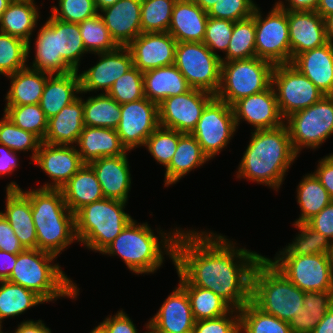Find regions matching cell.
I'll return each mask as SVG.
<instances>
[{
	"instance_id": "6da1fadb",
	"label": "cell",
	"mask_w": 333,
	"mask_h": 333,
	"mask_svg": "<svg viewBox=\"0 0 333 333\" xmlns=\"http://www.w3.org/2000/svg\"><path fill=\"white\" fill-rule=\"evenodd\" d=\"M235 245L222 234L181 228L173 264L189 284L213 291L240 310L251 301L253 269L263 256Z\"/></svg>"
},
{
	"instance_id": "7a4b0ae2",
	"label": "cell",
	"mask_w": 333,
	"mask_h": 333,
	"mask_svg": "<svg viewBox=\"0 0 333 333\" xmlns=\"http://www.w3.org/2000/svg\"><path fill=\"white\" fill-rule=\"evenodd\" d=\"M253 131L236 177L265 184L277 191L298 157L293 150L288 128L283 124L274 129Z\"/></svg>"
},
{
	"instance_id": "3957f363",
	"label": "cell",
	"mask_w": 333,
	"mask_h": 333,
	"mask_svg": "<svg viewBox=\"0 0 333 333\" xmlns=\"http://www.w3.org/2000/svg\"><path fill=\"white\" fill-rule=\"evenodd\" d=\"M6 190H21L30 199L37 249L59 256L65 248L77 241L75 214L68 209L61 189L36 188L24 191L16 182H10Z\"/></svg>"
},
{
	"instance_id": "277c9868",
	"label": "cell",
	"mask_w": 333,
	"mask_h": 333,
	"mask_svg": "<svg viewBox=\"0 0 333 333\" xmlns=\"http://www.w3.org/2000/svg\"><path fill=\"white\" fill-rule=\"evenodd\" d=\"M153 231L147 222L139 224L132 219L101 254L118 255L137 275L157 272L163 265L165 254L174 262L175 239L180 229L176 227L168 233L159 229V236Z\"/></svg>"
},
{
	"instance_id": "5b68a950",
	"label": "cell",
	"mask_w": 333,
	"mask_h": 333,
	"mask_svg": "<svg viewBox=\"0 0 333 333\" xmlns=\"http://www.w3.org/2000/svg\"><path fill=\"white\" fill-rule=\"evenodd\" d=\"M35 40V58L29 67L50 75L79 71L80 59L87 54L79 24L58 20L51 14Z\"/></svg>"
},
{
	"instance_id": "8992f818",
	"label": "cell",
	"mask_w": 333,
	"mask_h": 333,
	"mask_svg": "<svg viewBox=\"0 0 333 333\" xmlns=\"http://www.w3.org/2000/svg\"><path fill=\"white\" fill-rule=\"evenodd\" d=\"M56 258V255L37 248L25 249L17 254L16 264L7 281L34 291L45 302L61 297L74 300L80 289L53 262Z\"/></svg>"
},
{
	"instance_id": "52a82bcc",
	"label": "cell",
	"mask_w": 333,
	"mask_h": 333,
	"mask_svg": "<svg viewBox=\"0 0 333 333\" xmlns=\"http://www.w3.org/2000/svg\"><path fill=\"white\" fill-rule=\"evenodd\" d=\"M304 291L290 282L263 256L255 265L251 281V302L264 313L290 322L304 308Z\"/></svg>"
},
{
	"instance_id": "ba28073f",
	"label": "cell",
	"mask_w": 333,
	"mask_h": 333,
	"mask_svg": "<svg viewBox=\"0 0 333 333\" xmlns=\"http://www.w3.org/2000/svg\"><path fill=\"white\" fill-rule=\"evenodd\" d=\"M127 202L103 198L75 213L77 242L101 253L133 219L124 209Z\"/></svg>"
},
{
	"instance_id": "9c48e42d",
	"label": "cell",
	"mask_w": 333,
	"mask_h": 333,
	"mask_svg": "<svg viewBox=\"0 0 333 333\" xmlns=\"http://www.w3.org/2000/svg\"><path fill=\"white\" fill-rule=\"evenodd\" d=\"M274 66L258 57L222 62L221 82L215 97L232 106L241 98L263 92L272 85Z\"/></svg>"
},
{
	"instance_id": "30bf717a",
	"label": "cell",
	"mask_w": 333,
	"mask_h": 333,
	"mask_svg": "<svg viewBox=\"0 0 333 333\" xmlns=\"http://www.w3.org/2000/svg\"><path fill=\"white\" fill-rule=\"evenodd\" d=\"M293 150L317 149L333 135V95H324L308 108L290 114L284 119Z\"/></svg>"
},
{
	"instance_id": "8fae6325",
	"label": "cell",
	"mask_w": 333,
	"mask_h": 333,
	"mask_svg": "<svg viewBox=\"0 0 333 333\" xmlns=\"http://www.w3.org/2000/svg\"><path fill=\"white\" fill-rule=\"evenodd\" d=\"M268 261L304 292L333 291L332 254L276 255Z\"/></svg>"
},
{
	"instance_id": "7c38bea8",
	"label": "cell",
	"mask_w": 333,
	"mask_h": 333,
	"mask_svg": "<svg viewBox=\"0 0 333 333\" xmlns=\"http://www.w3.org/2000/svg\"><path fill=\"white\" fill-rule=\"evenodd\" d=\"M174 65L192 88L216 94L221 82V57L203 42H178Z\"/></svg>"
},
{
	"instance_id": "4fadbf2b",
	"label": "cell",
	"mask_w": 333,
	"mask_h": 333,
	"mask_svg": "<svg viewBox=\"0 0 333 333\" xmlns=\"http://www.w3.org/2000/svg\"><path fill=\"white\" fill-rule=\"evenodd\" d=\"M261 13L257 5L255 7L256 57L270 61L274 65L290 64L288 11L275 4L264 18Z\"/></svg>"
},
{
	"instance_id": "5bb4252c",
	"label": "cell",
	"mask_w": 333,
	"mask_h": 333,
	"mask_svg": "<svg viewBox=\"0 0 333 333\" xmlns=\"http://www.w3.org/2000/svg\"><path fill=\"white\" fill-rule=\"evenodd\" d=\"M278 108L285 119L290 114L308 108L324 94L291 64H276L272 72Z\"/></svg>"
},
{
	"instance_id": "9a60e30c",
	"label": "cell",
	"mask_w": 333,
	"mask_h": 333,
	"mask_svg": "<svg viewBox=\"0 0 333 333\" xmlns=\"http://www.w3.org/2000/svg\"><path fill=\"white\" fill-rule=\"evenodd\" d=\"M237 129L232 106L214 97L204 108L191 134L210 160L228 145Z\"/></svg>"
},
{
	"instance_id": "2e32d148",
	"label": "cell",
	"mask_w": 333,
	"mask_h": 333,
	"mask_svg": "<svg viewBox=\"0 0 333 333\" xmlns=\"http://www.w3.org/2000/svg\"><path fill=\"white\" fill-rule=\"evenodd\" d=\"M214 94L192 88L180 95L171 96L158 104L159 125L182 133H192L206 105Z\"/></svg>"
},
{
	"instance_id": "e0dca14e",
	"label": "cell",
	"mask_w": 333,
	"mask_h": 333,
	"mask_svg": "<svg viewBox=\"0 0 333 333\" xmlns=\"http://www.w3.org/2000/svg\"><path fill=\"white\" fill-rule=\"evenodd\" d=\"M158 104L148 98L121 104L117 134L130 152L145 145L147 138L159 127Z\"/></svg>"
},
{
	"instance_id": "ac0fdd59",
	"label": "cell",
	"mask_w": 333,
	"mask_h": 333,
	"mask_svg": "<svg viewBox=\"0 0 333 333\" xmlns=\"http://www.w3.org/2000/svg\"><path fill=\"white\" fill-rule=\"evenodd\" d=\"M99 61L91 68L79 72L81 93L102 90L107 93L114 82L133 67V57L127 46L110 52L96 53Z\"/></svg>"
},
{
	"instance_id": "d6986e66",
	"label": "cell",
	"mask_w": 333,
	"mask_h": 333,
	"mask_svg": "<svg viewBox=\"0 0 333 333\" xmlns=\"http://www.w3.org/2000/svg\"><path fill=\"white\" fill-rule=\"evenodd\" d=\"M33 162L52 180V183L40 187L43 189H61L85 164L75 145H52L45 142H41Z\"/></svg>"
},
{
	"instance_id": "ffe728a7",
	"label": "cell",
	"mask_w": 333,
	"mask_h": 333,
	"mask_svg": "<svg viewBox=\"0 0 333 333\" xmlns=\"http://www.w3.org/2000/svg\"><path fill=\"white\" fill-rule=\"evenodd\" d=\"M232 109L236 127L242 120L253 126L254 130L274 129L284 124L272 85L263 92L239 99Z\"/></svg>"
},
{
	"instance_id": "44dd1931",
	"label": "cell",
	"mask_w": 333,
	"mask_h": 333,
	"mask_svg": "<svg viewBox=\"0 0 333 333\" xmlns=\"http://www.w3.org/2000/svg\"><path fill=\"white\" fill-rule=\"evenodd\" d=\"M177 41L168 32L141 33L127 47L142 73L174 64Z\"/></svg>"
},
{
	"instance_id": "7402d4cb",
	"label": "cell",
	"mask_w": 333,
	"mask_h": 333,
	"mask_svg": "<svg viewBox=\"0 0 333 333\" xmlns=\"http://www.w3.org/2000/svg\"><path fill=\"white\" fill-rule=\"evenodd\" d=\"M195 319L186 290L178 284L148 325L157 333H193Z\"/></svg>"
},
{
	"instance_id": "603a6c76",
	"label": "cell",
	"mask_w": 333,
	"mask_h": 333,
	"mask_svg": "<svg viewBox=\"0 0 333 333\" xmlns=\"http://www.w3.org/2000/svg\"><path fill=\"white\" fill-rule=\"evenodd\" d=\"M292 59L305 51L328 43L325 20L316 11H288Z\"/></svg>"
},
{
	"instance_id": "cb8c5ba5",
	"label": "cell",
	"mask_w": 333,
	"mask_h": 333,
	"mask_svg": "<svg viewBox=\"0 0 333 333\" xmlns=\"http://www.w3.org/2000/svg\"><path fill=\"white\" fill-rule=\"evenodd\" d=\"M99 13L119 46H128L142 33L141 0H119Z\"/></svg>"
},
{
	"instance_id": "d4e9b609",
	"label": "cell",
	"mask_w": 333,
	"mask_h": 333,
	"mask_svg": "<svg viewBox=\"0 0 333 333\" xmlns=\"http://www.w3.org/2000/svg\"><path fill=\"white\" fill-rule=\"evenodd\" d=\"M88 164L95 172L105 198L128 201L132 179L127 155L102 157Z\"/></svg>"
},
{
	"instance_id": "484cf974",
	"label": "cell",
	"mask_w": 333,
	"mask_h": 333,
	"mask_svg": "<svg viewBox=\"0 0 333 333\" xmlns=\"http://www.w3.org/2000/svg\"><path fill=\"white\" fill-rule=\"evenodd\" d=\"M324 94L333 95V43L296 55L291 63Z\"/></svg>"
},
{
	"instance_id": "4316f807",
	"label": "cell",
	"mask_w": 333,
	"mask_h": 333,
	"mask_svg": "<svg viewBox=\"0 0 333 333\" xmlns=\"http://www.w3.org/2000/svg\"><path fill=\"white\" fill-rule=\"evenodd\" d=\"M208 14L191 0H177L168 33L178 42H203Z\"/></svg>"
},
{
	"instance_id": "83f0119b",
	"label": "cell",
	"mask_w": 333,
	"mask_h": 333,
	"mask_svg": "<svg viewBox=\"0 0 333 333\" xmlns=\"http://www.w3.org/2000/svg\"><path fill=\"white\" fill-rule=\"evenodd\" d=\"M75 146L84 163L102 157L128 155L117 131L110 128L84 126Z\"/></svg>"
},
{
	"instance_id": "f1b7e54d",
	"label": "cell",
	"mask_w": 333,
	"mask_h": 333,
	"mask_svg": "<svg viewBox=\"0 0 333 333\" xmlns=\"http://www.w3.org/2000/svg\"><path fill=\"white\" fill-rule=\"evenodd\" d=\"M84 126L83 100L80 96L48 119L43 142L52 145L77 144Z\"/></svg>"
},
{
	"instance_id": "f546056e",
	"label": "cell",
	"mask_w": 333,
	"mask_h": 333,
	"mask_svg": "<svg viewBox=\"0 0 333 333\" xmlns=\"http://www.w3.org/2000/svg\"><path fill=\"white\" fill-rule=\"evenodd\" d=\"M5 212L2 215L25 249L37 248L36 228L30 199L21 190H6Z\"/></svg>"
},
{
	"instance_id": "4dcf8cb0",
	"label": "cell",
	"mask_w": 333,
	"mask_h": 333,
	"mask_svg": "<svg viewBox=\"0 0 333 333\" xmlns=\"http://www.w3.org/2000/svg\"><path fill=\"white\" fill-rule=\"evenodd\" d=\"M79 71L65 74L48 75L39 105L46 117L58 114L82 94L80 91Z\"/></svg>"
},
{
	"instance_id": "1f68e13d",
	"label": "cell",
	"mask_w": 333,
	"mask_h": 333,
	"mask_svg": "<svg viewBox=\"0 0 333 333\" xmlns=\"http://www.w3.org/2000/svg\"><path fill=\"white\" fill-rule=\"evenodd\" d=\"M34 0H13L0 17V31L27 42V57L31 50V36L37 27L39 10Z\"/></svg>"
},
{
	"instance_id": "d6a6232c",
	"label": "cell",
	"mask_w": 333,
	"mask_h": 333,
	"mask_svg": "<svg viewBox=\"0 0 333 333\" xmlns=\"http://www.w3.org/2000/svg\"><path fill=\"white\" fill-rule=\"evenodd\" d=\"M143 82L145 97L156 104L192 89L174 64L143 72Z\"/></svg>"
},
{
	"instance_id": "836d02e7",
	"label": "cell",
	"mask_w": 333,
	"mask_h": 333,
	"mask_svg": "<svg viewBox=\"0 0 333 333\" xmlns=\"http://www.w3.org/2000/svg\"><path fill=\"white\" fill-rule=\"evenodd\" d=\"M68 209L75 214L83 206L104 197L92 167L85 163L61 188Z\"/></svg>"
},
{
	"instance_id": "e575fe53",
	"label": "cell",
	"mask_w": 333,
	"mask_h": 333,
	"mask_svg": "<svg viewBox=\"0 0 333 333\" xmlns=\"http://www.w3.org/2000/svg\"><path fill=\"white\" fill-rule=\"evenodd\" d=\"M48 73L35 70L28 65L19 71L7 75L10 88L6 94V106L39 104Z\"/></svg>"
},
{
	"instance_id": "d590c367",
	"label": "cell",
	"mask_w": 333,
	"mask_h": 333,
	"mask_svg": "<svg viewBox=\"0 0 333 333\" xmlns=\"http://www.w3.org/2000/svg\"><path fill=\"white\" fill-rule=\"evenodd\" d=\"M209 161L199 142L190 133H184L178 140L176 152L165 170V187L175 184L188 172Z\"/></svg>"
},
{
	"instance_id": "8d00e7d4",
	"label": "cell",
	"mask_w": 333,
	"mask_h": 333,
	"mask_svg": "<svg viewBox=\"0 0 333 333\" xmlns=\"http://www.w3.org/2000/svg\"><path fill=\"white\" fill-rule=\"evenodd\" d=\"M296 191L297 204L301 213L293 223H306L333 201L313 173L303 176Z\"/></svg>"
},
{
	"instance_id": "74e56055",
	"label": "cell",
	"mask_w": 333,
	"mask_h": 333,
	"mask_svg": "<svg viewBox=\"0 0 333 333\" xmlns=\"http://www.w3.org/2000/svg\"><path fill=\"white\" fill-rule=\"evenodd\" d=\"M179 284L186 290L195 321L228 314L233 308L213 291L189 284L179 273Z\"/></svg>"
},
{
	"instance_id": "f35d334b",
	"label": "cell",
	"mask_w": 333,
	"mask_h": 333,
	"mask_svg": "<svg viewBox=\"0 0 333 333\" xmlns=\"http://www.w3.org/2000/svg\"><path fill=\"white\" fill-rule=\"evenodd\" d=\"M83 100L85 126L117 129L120 122L121 104L107 93Z\"/></svg>"
},
{
	"instance_id": "ab89813d",
	"label": "cell",
	"mask_w": 333,
	"mask_h": 333,
	"mask_svg": "<svg viewBox=\"0 0 333 333\" xmlns=\"http://www.w3.org/2000/svg\"><path fill=\"white\" fill-rule=\"evenodd\" d=\"M45 301L34 291L21 285L0 280V323L5 318L15 317L25 313L26 310L43 304Z\"/></svg>"
},
{
	"instance_id": "60d3db41",
	"label": "cell",
	"mask_w": 333,
	"mask_h": 333,
	"mask_svg": "<svg viewBox=\"0 0 333 333\" xmlns=\"http://www.w3.org/2000/svg\"><path fill=\"white\" fill-rule=\"evenodd\" d=\"M238 311L240 333H292L288 322L264 313L251 301Z\"/></svg>"
},
{
	"instance_id": "b9f144b4",
	"label": "cell",
	"mask_w": 333,
	"mask_h": 333,
	"mask_svg": "<svg viewBox=\"0 0 333 333\" xmlns=\"http://www.w3.org/2000/svg\"><path fill=\"white\" fill-rule=\"evenodd\" d=\"M255 9L249 18L234 22L233 32L222 62L256 57Z\"/></svg>"
},
{
	"instance_id": "7bdbcfd3",
	"label": "cell",
	"mask_w": 333,
	"mask_h": 333,
	"mask_svg": "<svg viewBox=\"0 0 333 333\" xmlns=\"http://www.w3.org/2000/svg\"><path fill=\"white\" fill-rule=\"evenodd\" d=\"M299 234L286 248L276 255H313L333 254V244L321 233L309 227L306 223H294Z\"/></svg>"
},
{
	"instance_id": "ee69618b",
	"label": "cell",
	"mask_w": 333,
	"mask_h": 333,
	"mask_svg": "<svg viewBox=\"0 0 333 333\" xmlns=\"http://www.w3.org/2000/svg\"><path fill=\"white\" fill-rule=\"evenodd\" d=\"M79 30L87 53L110 52L119 47L111 37L100 13L80 22Z\"/></svg>"
},
{
	"instance_id": "f6af8a7d",
	"label": "cell",
	"mask_w": 333,
	"mask_h": 333,
	"mask_svg": "<svg viewBox=\"0 0 333 333\" xmlns=\"http://www.w3.org/2000/svg\"><path fill=\"white\" fill-rule=\"evenodd\" d=\"M3 114L17 127L35 134L43 142L47 131L48 118L39 104L5 106Z\"/></svg>"
},
{
	"instance_id": "bcb514c9",
	"label": "cell",
	"mask_w": 333,
	"mask_h": 333,
	"mask_svg": "<svg viewBox=\"0 0 333 333\" xmlns=\"http://www.w3.org/2000/svg\"><path fill=\"white\" fill-rule=\"evenodd\" d=\"M177 0H141L142 33L168 32Z\"/></svg>"
},
{
	"instance_id": "7dc6e473",
	"label": "cell",
	"mask_w": 333,
	"mask_h": 333,
	"mask_svg": "<svg viewBox=\"0 0 333 333\" xmlns=\"http://www.w3.org/2000/svg\"><path fill=\"white\" fill-rule=\"evenodd\" d=\"M27 42L0 31V74L7 76L27 66Z\"/></svg>"
},
{
	"instance_id": "c3c4849f",
	"label": "cell",
	"mask_w": 333,
	"mask_h": 333,
	"mask_svg": "<svg viewBox=\"0 0 333 333\" xmlns=\"http://www.w3.org/2000/svg\"><path fill=\"white\" fill-rule=\"evenodd\" d=\"M41 142L35 134L17 127L3 114V118L0 120V144L18 153L31 150L30 158L34 160Z\"/></svg>"
},
{
	"instance_id": "681fc988",
	"label": "cell",
	"mask_w": 333,
	"mask_h": 333,
	"mask_svg": "<svg viewBox=\"0 0 333 333\" xmlns=\"http://www.w3.org/2000/svg\"><path fill=\"white\" fill-rule=\"evenodd\" d=\"M184 133L159 126L146 140L144 147L148 149L155 161L165 168L169 165L179 138Z\"/></svg>"
},
{
	"instance_id": "f907efd6",
	"label": "cell",
	"mask_w": 333,
	"mask_h": 333,
	"mask_svg": "<svg viewBox=\"0 0 333 333\" xmlns=\"http://www.w3.org/2000/svg\"><path fill=\"white\" fill-rule=\"evenodd\" d=\"M107 94L119 104L145 98L143 73L133 66L114 82Z\"/></svg>"
},
{
	"instance_id": "816d5d0a",
	"label": "cell",
	"mask_w": 333,
	"mask_h": 333,
	"mask_svg": "<svg viewBox=\"0 0 333 333\" xmlns=\"http://www.w3.org/2000/svg\"><path fill=\"white\" fill-rule=\"evenodd\" d=\"M94 0H58L51 8V15L61 21L77 23L98 14Z\"/></svg>"
},
{
	"instance_id": "f5cc1de1",
	"label": "cell",
	"mask_w": 333,
	"mask_h": 333,
	"mask_svg": "<svg viewBox=\"0 0 333 333\" xmlns=\"http://www.w3.org/2000/svg\"><path fill=\"white\" fill-rule=\"evenodd\" d=\"M233 27V21L208 17L203 43L213 54L221 57L216 51L226 53Z\"/></svg>"
},
{
	"instance_id": "db71d44e",
	"label": "cell",
	"mask_w": 333,
	"mask_h": 333,
	"mask_svg": "<svg viewBox=\"0 0 333 333\" xmlns=\"http://www.w3.org/2000/svg\"><path fill=\"white\" fill-rule=\"evenodd\" d=\"M256 6L253 0H218L207 14L211 18L236 22L251 17Z\"/></svg>"
},
{
	"instance_id": "11a10c76",
	"label": "cell",
	"mask_w": 333,
	"mask_h": 333,
	"mask_svg": "<svg viewBox=\"0 0 333 333\" xmlns=\"http://www.w3.org/2000/svg\"><path fill=\"white\" fill-rule=\"evenodd\" d=\"M193 333H240L239 311L232 309L224 316L195 321Z\"/></svg>"
},
{
	"instance_id": "9f6ffc18",
	"label": "cell",
	"mask_w": 333,
	"mask_h": 333,
	"mask_svg": "<svg viewBox=\"0 0 333 333\" xmlns=\"http://www.w3.org/2000/svg\"><path fill=\"white\" fill-rule=\"evenodd\" d=\"M332 304L333 291L304 293V309L310 314H326Z\"/></svg>"
},
{
	"instance_id": "6f0895ef",
	"label": "cell",
	"mask_w": 333,
	"mask_h": 333,
	"mask_svg": "<svg viewBox=\"0 0 333 333\" xmlns=\"http://www.w3.org/2000/svg\"><path fill=\"white\" fill-rule=\"evenodd\" d=\"M306 224L324 235L333 244V201L308 220Z\"/></svg>"
},
{
	"instance_id": "680465c9",
	"label": "cell",
	"mask_w": 333,
	"mask_h": 333,
	"mask_svg": "<svg viewBox=\"0 0 333 333\" xmlns=\"http://www.w3.org/2000/svg\"><path fill=\"white\" fill-rule=\"evenodd\" d=\"M0 250L18 254L25 250L7 219L0 212Z\"/></svg>"
},
{
	"instance_id": "91938a15",
	"label": "cell",
	"mask_w": 333,
	"mask_h": 333,
	"mask_svg": "<svg viewBox=\"0 0 333 333\" xmlns=\"http://www.w3.org/2000/svg\"><path fill=\"white\" fill-rule=\"evenodd\" d=\"M101 324L106 328L107 333H138L135 324L123 309L113 316L109 315Z\"/></svg>"
},
{
	"instance_id": "94428289",
	"label": "cell",
	"mask_w": 333,
	"mask_h": 333,
	"mask_svg": "<svg viewBox=\"0 0 333 333\" xmlns=\"http://www.w3.org/2000/svg\"><path fill=\"white\" fill-rule=\"evenodd\" d=\"M325 314H310L302 308L299 315L294 316L289 322L292 333H312Z\"/></svg>"
},
{
	"instance_id": "6125c7cd",
	"label": "cell",
	"mask_w": 333,
	"mask_h": 333,
	"mask_svg": "<svg viewBox=\"0 0 333 333\" xmlns=\"http://www.w3.org/2000/svg\"><path fill=\"white\" fill-rule=\"evenodd\" d=\"M317 169L313 174L324 186L333 200V153L318 161Z\"/></svg>"
},
{
	"instance_id": "be15d7a7",
	"label": "cell",
	"mask_w": 333,
	"mask_h": 333,
	"mask_svg": "<svg viewBox=\"0 0 333 333\" xmlns=\"http://www.w3.org/2000/svg\"><path fill=\"white\" fill-rule=\"evenodd\" d=\"M18 159L17 152L0 144V176L12 174L20 166Z\"/></svg>"
},
{
	"instance_id": "e7e4bbea",
	"label": "cell",
	"mask_w": 333,
	"mask_h": 333,
	"mask_svg": "<svg viewBox=\"0 0 333 333\" xmlns=\"http://www.w3.org/2000/svg\"><path fill=\"white\" fill-rule=\"evenodd\" d=\"M285 3L279 0L276 5L285 11H316L319 0H285Z\"/></svg>"
},
{
	"instance_id": "03108f58",
	"label": "cell",
	"mask_w": 333,
	"mask_h": 333,
	"mask_svg": "<svg viewBox=\"0 0 333 333\" xmlns=\"http://www.w3.org/2000/svg\"><path fill=\"white\" fill-rule=\"evenodd\" d=\"M17 254L0 250V280H7L16 264Z\"/></svg>"
},
{
	"instance_id": "003e7915",
	"label": "cell",
	"mask_w": 333,
	"mask_h": 333,
	"mask_svg": "<svg viewBox=\"0 0 333 333\" xmlns=\"http://www.w3.org/2000/svg\"><path fill=\"white\" fill-rule=\"evenodd\" d=\"M14 333H51V329L42 320H24L18 324Z\"/></svg>"
},
{
	"instance_id": "a7ac6f4b",
	"label": "cell",
	"mask_w": 333,
	"mask_h": 333,
	"mask_svg": "<svg viewBox=\"0 0 333 333\" xmlns=\"http://www.w3.org/2000/svg\"><path fill=\"white\" fill-rule=\"evenodd\" d=\"M312 333H333V304L313 329Z\"/></svg>"
},
{
	"instance_id": "89a4df30",
	"label": "cell",
	"mask_w": 333,
	"mask_h": 333,
	"mask_svg": "<svg viewBox=\"0 0 333 333\" xmlns=\"http://www.w3.org/2000/svg\"><path fill=\"white\" fill-rule=\"evenodd\" d=\"M316 12L322 17L333 13V0H319Z\"/></svg>"
},
{
	"instance_id": "2644e50d",
	"label": "cell",
	"mask_w": 333,
	"mask_h": 333,
	"mask_svg": "<svg viewBox=\"0 0 333 333\" xmlns=\"http://www.w3.org/2000/svg\"><path fill=\"white\" fill-rule=\"evenodd\" d=\"M324 20L328 41L333 43V13L326 16Z\"/></svg>"
},
{
	"instance_id": "8c879c8a",
	"label": "cell",
	"mask_w": 333,
	"mask_h": 333,
	"mask_svg": "<svg viewBox=\"0 0 333 333\" xmlns=\"http://www.w3.org/2000/svg\"><path fill=\"white\" fill-rule=\"evenodd\" d=\"M195 4H197L201 9L208 12L210 8L218 1V0H191Z\"/></svg>"
},
{
	"instance_id": "753ad0ef",
	"label": "cell",
	"mask_w": 333,
	"mask_h": 333,
	"mask_svg": "<svg viewBox=\"0 0 333 333\" xmlns=\"http://www.w3.org/2000/svg\"><path fill=\"white\" fill-rule=\"evenodd\" d=\"M118 1L119 0H94V4H95L97 11L99 12L100 10H102L108 6L114 5Z\"/></svg>"
},
{
	"instance_id": "34e18365",
	"label": "cell",
	"mask_w": 333,
	"mask_h": 333,
	"mask_svg": "<svg viewBox=\"0 0 333 333\" xmlns=\"http://www.w3.org/2000/svg\"><path fill=\"white\" fill-rule=\"evenodd\" d=\"M13 0H0V17Z\"/></svg>"
},
{
	"instance_id": "11e5206c",
	"label": "cell",
	"mask_w": 333,
	"mask_h": 333,
	"mask_svg": "<svg viewBox=\"0 0 333 333\" xmlns=\"http://www.w3.org/2000/svg\"><path fill=\"white\" fill-rule=\"evenodd\" d=\"M89 333H107L106 328L100 323L99 325L95 326L93 330Z\"/></svg>"
},
{
	"instance_id": "2a66077c",
	"label": "cell",
	"mask_w": 333,
	"mask_h": 333,
	"mask_svg": "<svg viewBox=\"0 0 333 333\" xmlns=\"http://www.w3.org/2000/svg\"><path fill=\"white\" fill-rule=\"evenodd\" d=\"M145 326H146V329H147V331L145 333H157L148 325V323H146Z\"/></svg>"
},
{
	"instance_id": "b9fcfbb0",
	"label": "cell",
	"mask_w": 333,
	"mask_h": 333,
	"mask_svg": "<svg viewBox=\"0 0 333 333\" xmlns=\"http://www.w3.org/2000/svg\"><path fill=\"white\" fill-rule=\"evenodd\" d=\"M2 324L0 323V333H4L3 331H2Z\"/></svg>"
}]
</instances>
